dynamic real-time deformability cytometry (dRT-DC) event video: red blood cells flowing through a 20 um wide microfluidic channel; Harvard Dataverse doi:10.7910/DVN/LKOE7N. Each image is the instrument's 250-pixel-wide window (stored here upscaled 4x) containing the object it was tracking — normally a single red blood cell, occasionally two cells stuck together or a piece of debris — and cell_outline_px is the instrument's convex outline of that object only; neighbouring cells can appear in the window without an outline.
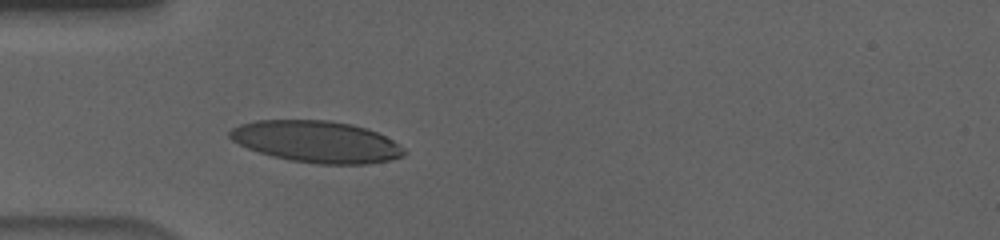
{"species": "human", "species_latin": "Homo sapiens", "temperature_condition": "cold", "stored_images_in_passage": 45, "camera_frame_rate_fps": 3000, "um_per_image_px": 0.085, "donor": {"sex": "male"}, "frame": {"image": 1, "passage_image": 13, "time_ms": 4.0, "image_size_px": [1000, 240], "cell_outline_px": [[408, 152], [404, 156], [392, 160], [368, 164], [316, 164], [288, 160], [272, 156], [248, 148], [232, 140], [228, 136], [228, 132], [232, 128], [240, 124], [256, 120], [328, 120], [352, 124], [368, 128], [400, 144]], "centroid_in_image_um": [26.94, 12.05], "position_along_channel_um": 58.1, "area_um2": 42.6}}
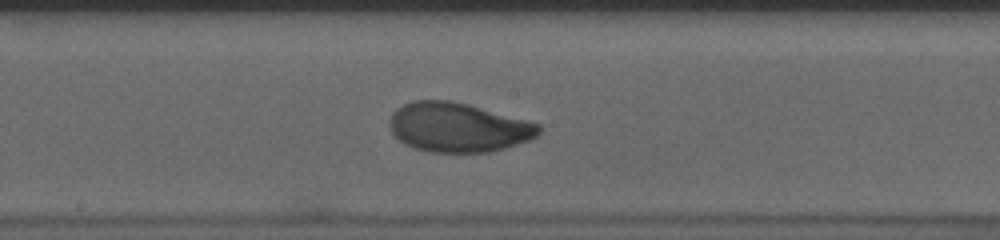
{"frame": {"image": 2, "passage_image": 26, "time_ms": 8.333, "image_size_px": [1000, 240], "cell_outline_px": [[540, 132], [536, 136], [528, 140], [504, 148], [488, 152], [428, 152], [412, 148], [404, 144], [392, 132], [388, 124], [388, 120], [392, 112], [396, 108], [412, 100], [452, 100], [468, 104], [528, 120], [540, 124]], "centroid_in_image_um": [38.9, 10.81], "position_along_channel_um": 209.3, "area_um2": 43.12}}
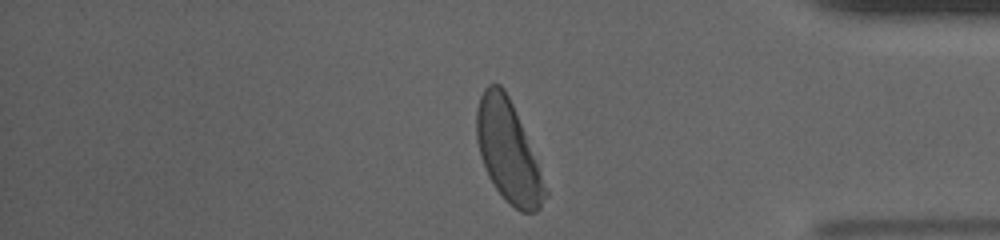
{"frame": {"image": 3, "passage_image": 43, "time_ms": 14.0, "image_size_px": [1000, 240], "cell_outline_px": [[548, 196], [540, 208], [536, 212], [520, 212], [496, 188], [488, 176], [484, 168], [480, 156], [476, 140], [476, 108], [480, 96], [484, 88], [488, 84], [500, 84], [504, 88], [512, 104], [548, 192]], "centroid_in_image_um": [43.15, 12.87], "position_along_channel_um": 392.0, "area_um2": 39.48}, "authors_computed_cell_mechanics": {"area_um2": 42.1362, "velocity_mm_per_s": 3.6128, "shape_relaxation_time_tau1_ms": 3.7566, "shape_relaxation_time_tau2_ms": 0.8739, "deformation_change_tau1": 0.171, "deformation_change_tau2": 0.0407}}